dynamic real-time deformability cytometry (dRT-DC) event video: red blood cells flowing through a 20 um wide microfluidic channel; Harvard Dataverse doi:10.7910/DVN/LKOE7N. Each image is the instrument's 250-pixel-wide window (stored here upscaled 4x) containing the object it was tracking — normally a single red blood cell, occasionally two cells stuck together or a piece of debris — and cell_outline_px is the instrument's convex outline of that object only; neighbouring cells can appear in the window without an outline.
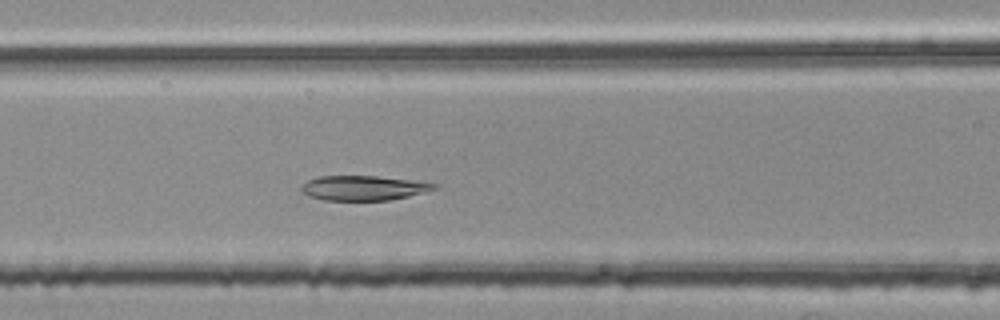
{"species": "common noctule bat (a hibernating species)", "species_latin": "Nyctalus noctula", "temperature_condition": "room temperature", "stored_images_in_passage": 38, "camera_frame_rate_fps": 3000, "um_per_image_px": 0.085, "animal": {"sex": "female", "body_mass_g": 25.1}, "frame": {"image": 1, "passage_image": 10, "time_ms": 3.0, "image_size_px": [1000, 320], "cell_outline_px": [[440, 184], [436, 188], [408, 196], [388, 200], [324, 200], [308, 196], [300, 192], [300, 188], [308, 180], [320, 176], [376, 176]], "centroid_in_image_um": [30.83, 15.98], "position_along_channel_um": 135.8, "area_um2": 18.9}}
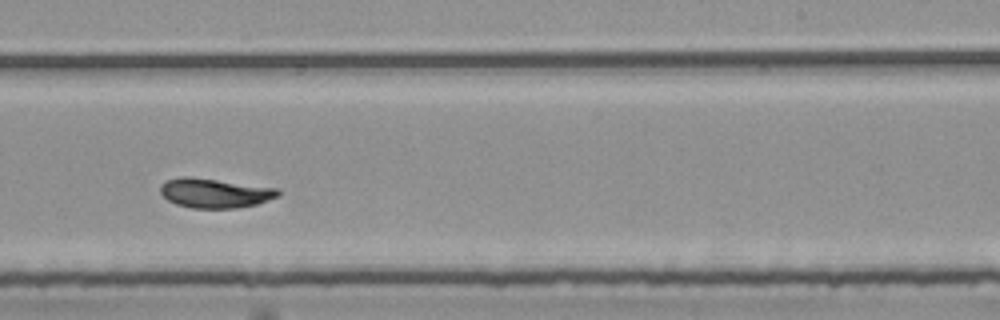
{"frame": {"image": 2, "passage_image": 21, "time_ms": 6.667, "image_size_px": [1000, 320], "cell_outline_px": [[280, 196], [256, 204], [236, 208], [192, 208], [176, 204], [168, 200], [160, 192], [160, 184], [168, 180], [184, 176], [188, 176], [276, 188], [280, 192]], "centroid_in_image_um": [18.24, 16.41], "position_along_channel_um": 270.8, "area_um2": 20.0}}
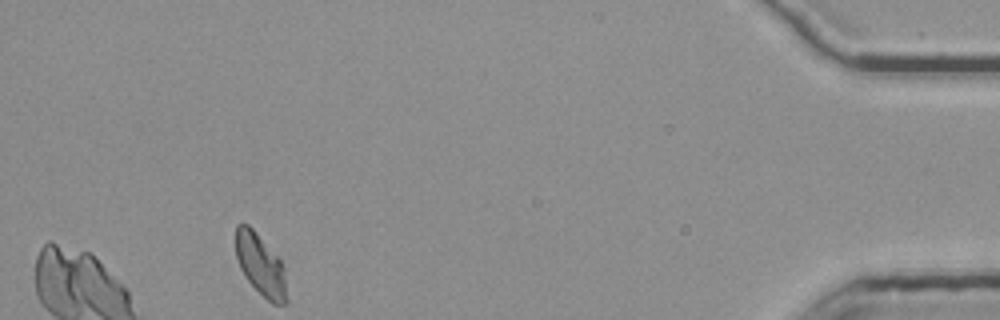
{"frame": {"image": 3, "passage_image": 38, "time_ms": 12.333, "image_size_px": [1000, 320], "cell_outline_px": [[288, 300], [284, 304], [272, 304], [244, 276], [240, 268], [236, 256], [236, 224], [248, 224], [256, 232], [280, 260], [284, 268]], "centroid_in_image_um": [22.15, 22.53], "position_along_channel_um": 413.0, "area_um2": 18.09}, "authors_computed_cell_mechanics": {"area_um2": 19.6809, "velocity_mm_per_s": 3.697, "shape_relaxation_time_tau1_ms": null, "shape_relaxation_time_tau2_ms": 2.9613, "deformation_change_tau1": null, "deformation_change_tau2": 0.0651}}